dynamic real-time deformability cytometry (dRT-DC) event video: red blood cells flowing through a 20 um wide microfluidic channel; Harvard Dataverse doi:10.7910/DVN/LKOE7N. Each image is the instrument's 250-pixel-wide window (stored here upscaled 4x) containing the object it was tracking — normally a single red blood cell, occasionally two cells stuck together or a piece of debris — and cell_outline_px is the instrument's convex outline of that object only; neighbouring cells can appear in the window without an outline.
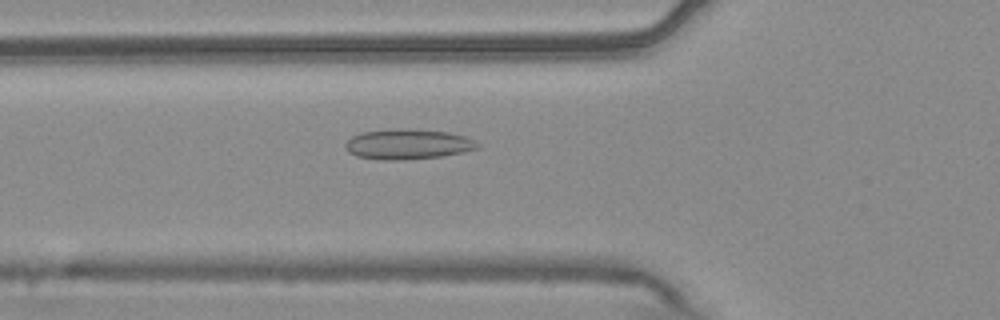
{"species": "common noctule bat (a hibernating species)", "species_latin": "Nyctalus noctula", "temperature_condition": "warm", "stored_images_in_passage": 43, "camera_frame_rate_fps": 3000, "um_per_image_px": 0.085, "animal": {"sex": "male", "body_mass_g": 20.4}, "frame": {"image": 1, "passage_image": 8, "time_ms": 2.333, "image_size_px": [1000, 320], "cell_outline_px": [[480, 148], [444, 156], [404, 160], [380, 160], [356, 156], [348, 152], [344, 144], [352, 136], [360, 132], [396, 128], [408, 128], [448, 132], [464, 136], [480, 144]], "centroid_in_image_um": [34.64, 12.26], "position_along_channel_um": 91.2, "area_um2": 23.52}}
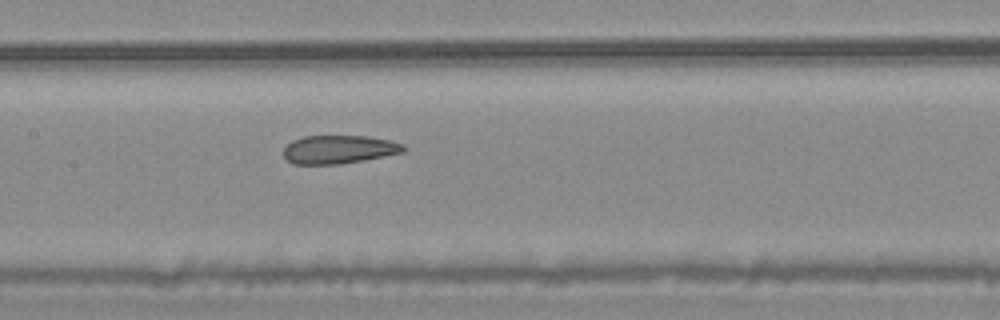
{"frame": {"image": 2, "passage_image": 15, "time_ms": 4.667, "image_size_px": [1000, 320], "cell_outline_px": [[408, 148], [404, 152], [364, 160], [340, 164], [292, 164], [284, 156], [284, 148], [292, 140], [304, 136], [368, 136], [392, 140], [404, 144]], "centroid_in_image_um": [28.85, 12.7], "position_along_channel_um": 178.6, "area_um2": 20.0}}
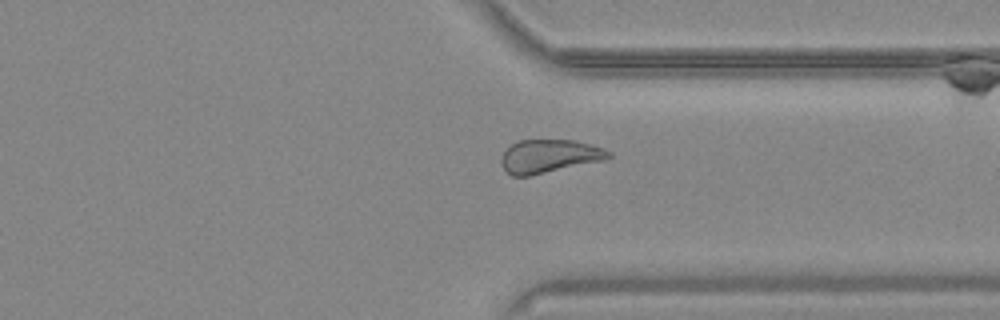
{"frame": {"image": 3, "passage_image": 30, "time_ms": 9.667, "image_size_px": [1000, 320], "cell_outline_px": [[612, 156], [608, 160], [528, 176], [512, 176], [504, 168], [500, 160], [504, 152], [512, 144], [520, 140], [572, 140], [604, 148], [612, 152]], "centroid_in_image_um": [46.74, 13.28], "position_along_channel_um": 364.7, "area_um2": 20.87}, "authors_computed_cell_mechanics": {"area_um2": 21.7328, "velocity_mm_per_s": 3.7297, "shape_relaxation_time_tau1_ms": null, "shape_relaxation_time_tau2_ms": 1.8343, "deformation_change_tau1": null, "deformation_change_tau2": 0.0787}}